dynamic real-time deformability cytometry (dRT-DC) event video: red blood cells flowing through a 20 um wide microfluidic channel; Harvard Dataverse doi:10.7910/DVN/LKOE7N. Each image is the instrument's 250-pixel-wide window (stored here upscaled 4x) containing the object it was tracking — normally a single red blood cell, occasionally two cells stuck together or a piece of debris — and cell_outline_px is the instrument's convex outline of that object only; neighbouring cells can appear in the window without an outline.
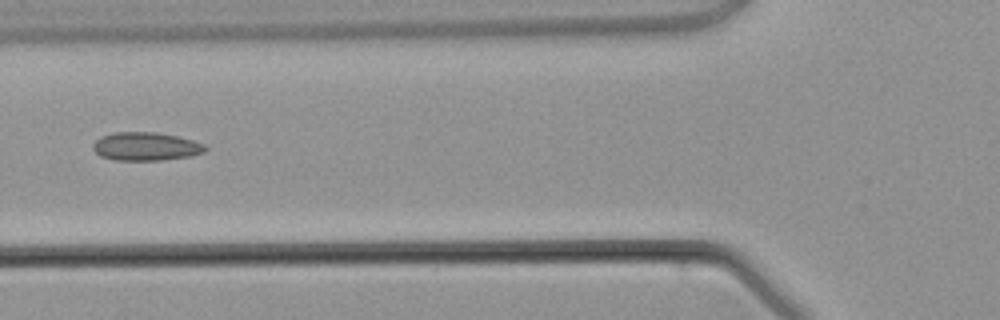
{"species": "common noctule bat (a hibernating species)", "species_latin": "Nyctalus noctula", "temperature_condition": "warm", "stored_images_in_passage": 5, "camera_frame_rate_fps": 3000, "um_per_image_px": 0.085, "animal": {"sex": "male", "body_mass_g": 21.5, "forearm_length_mm": 52.0}, "frame": {"image": 1, "passage_image": 5, "time_ms": 4.667, "image_size_px": [1000, 320], "cell_outline_px": [[208, 148], [204, 152], [192, 156], [160, 160], [116, 160], [100, 156], [92, 148], [92, 144], [100, 136], [112, 132], [156, 132], [176, 136], [192, 140], [204, 144]], "centroid_in_image_um": [12.38, 12.44], "position_along_channel_um": 113.4, "area_um2": 18.61}}